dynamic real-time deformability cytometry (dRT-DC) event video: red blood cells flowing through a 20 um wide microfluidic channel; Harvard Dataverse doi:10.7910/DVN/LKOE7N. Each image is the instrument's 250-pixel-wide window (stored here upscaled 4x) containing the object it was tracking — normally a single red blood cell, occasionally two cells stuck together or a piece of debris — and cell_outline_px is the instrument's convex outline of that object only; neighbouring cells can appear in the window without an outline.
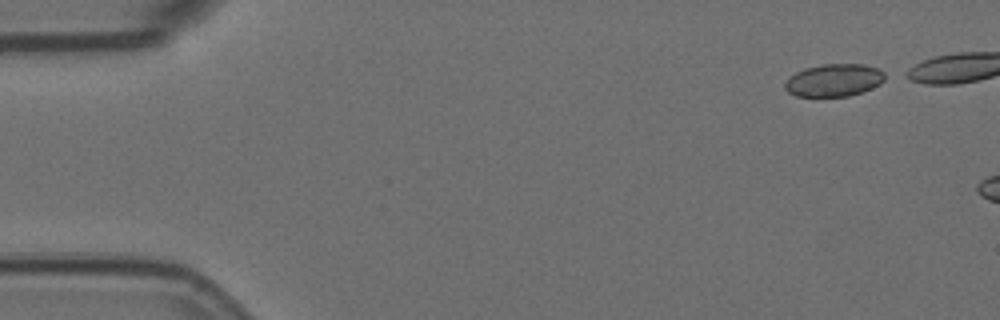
{"species": "Egyptian fruit bat (a non-hibernating species)", "species_latin": "Rousettus aegyptiacus", "temperature_condition": "room temperature", "stored_images_in_passage": 14, "camera_frame_rate_fps": 3000, "um_per_image_px": 0.085, "animal": {"sex": "female"}, "frame": {"image": 1, "passage_image": 1, "time_ms": 0.0, "image_size_px": [1000, 320], "cell_outline_px": [[892, 76], [880, 84], [872, 88], [848, 96], [796, 96], [788, 92], [784, 88], [784, 84], [788, 76], [804, 68], [824, 64], [864, 64], [880, 68], [888, 72]], "centroid_in_image_um": [70.97, 6.8], "position_along_channel_um": 14.0, "area_um2": 19.48}}